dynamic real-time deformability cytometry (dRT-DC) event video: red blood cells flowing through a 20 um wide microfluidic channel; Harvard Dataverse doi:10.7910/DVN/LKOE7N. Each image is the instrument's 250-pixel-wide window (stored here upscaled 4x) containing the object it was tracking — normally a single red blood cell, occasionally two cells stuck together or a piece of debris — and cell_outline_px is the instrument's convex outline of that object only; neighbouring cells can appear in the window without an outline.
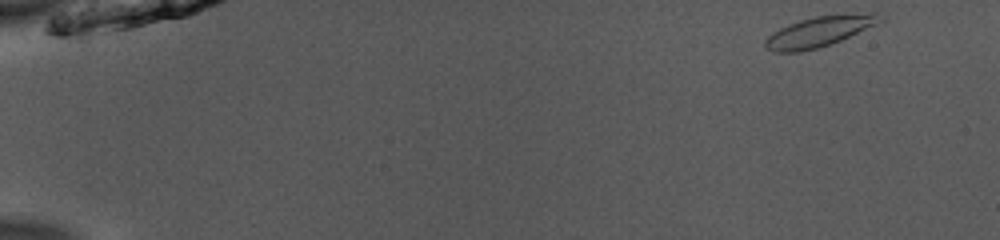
{"species": "common noctule bat (a hibernating species)", "species_latin": "Nyctalus noctula", "temperature_condition": "room temperature", "stored_images_in_passage": 49, "camera_frame_rate_fps": 3000, "um_per_image_px": 0.085, "animal": {"sex": "male", "body_mass_g": 13.0, "forearm_length_mm": 53.1}, "frame": {"image": 1, "passage_image": 1, "time_ms": 0.0, "image_size_px": [1000, 240], "cell_outline_px": [[884, 20], [876, 24], [840, 40], [816, 48], [800, 52], [772, 52], [764, 48], [764, 40], [768, 36], [780, 28], [788, 24], [800, 20], [816, 16], [872, 12], [876, 12], [884, 16]], "centroid_in_image_um": [69.62, 2.67], "position_along_channel_um": 15.4, "area_um2": 20.23}}
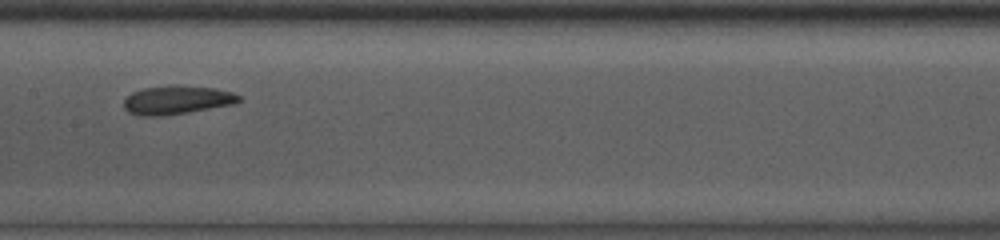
{"frame": {"image": 2, "passage_image": 25, "time_ms": 8.0, "image_size_px": [1000, 240], "cell_outline_px": [[240, 100], [236, 104], [188, 112], [156, 116], [144, 116], [128, 112], [124, 108], [124, 100], [132, 92], [144, 88], [216, 88], [232, 92], [240, 96]], "centroid_in_image_um": [15.05, 8.54], "position_along_channel_um": 192.3, "area_um2": 18.21}}
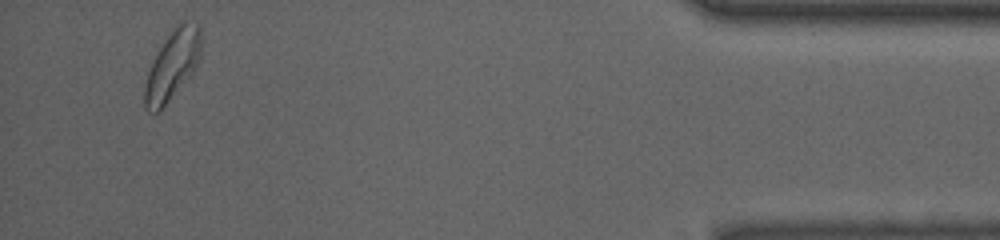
{"frame": {"image": 3, "passage_image": 47, "time_ms": 15.333, "image_size_px": [1000, 240], "cell_outline_px": [[200, 60], [192, 72], [160, 112], [148, 112], [144, 108], [144, 88], [148, 72], [152, 60], [156, 52], [164, 40], [176, 24], [180, 20], [184, 20], [200, 24]], "centroid_in_image_um": [14.63, 5.52], "position_along_channel_um": 420.6, "area_um2": 22.95}, "authors_computed_cell_mechanics": {"area_um2": 19.2474, "velocity_mm_per_s": 3.9272, "shape_relaxation_time_tau1_ms": 8.0717, "shape_relaxation_time_tau2_ms": 4.931, "deformation_change_tau1": 0.1739, "deformation_change_tau2": 0.1111}}